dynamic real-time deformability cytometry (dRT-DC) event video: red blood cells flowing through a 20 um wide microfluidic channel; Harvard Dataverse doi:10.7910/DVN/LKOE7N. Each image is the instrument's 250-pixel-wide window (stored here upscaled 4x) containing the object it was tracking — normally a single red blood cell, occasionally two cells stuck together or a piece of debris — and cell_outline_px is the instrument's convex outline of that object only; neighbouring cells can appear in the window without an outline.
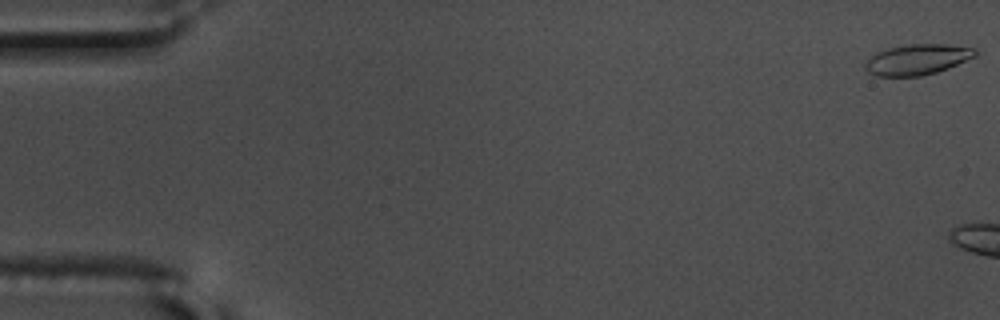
{"species": "common noctule bat (a hibernating species)", "species_latin": "Nyctalus noctula", "temperature_condition": "warm", "stored_images_in_passage": 6, "camera_frame_rate_fps": 3000, "um_per_image_px": 0.085, "animal": {"sex": "male", "body_mass_g": 17.5, "forearm_length_mm": 52.3}, "frame": {"image": 1, "passage_image": 1, "time_ms": 0.0, "image_size_px": [1000, 320], "cell_outline_px": [[976, 56], [948, 68], [936, 72], [920, 76], [876, 76], [868, 72], [864, 68], [864, 64], [876, 52], [888, 48], [908, 44], [948, 44], [976, 48]], "centroid_in_image_um": [77.97, 5.05], "position_along_channel_um": 7.0, "area_um2": 19.59}}